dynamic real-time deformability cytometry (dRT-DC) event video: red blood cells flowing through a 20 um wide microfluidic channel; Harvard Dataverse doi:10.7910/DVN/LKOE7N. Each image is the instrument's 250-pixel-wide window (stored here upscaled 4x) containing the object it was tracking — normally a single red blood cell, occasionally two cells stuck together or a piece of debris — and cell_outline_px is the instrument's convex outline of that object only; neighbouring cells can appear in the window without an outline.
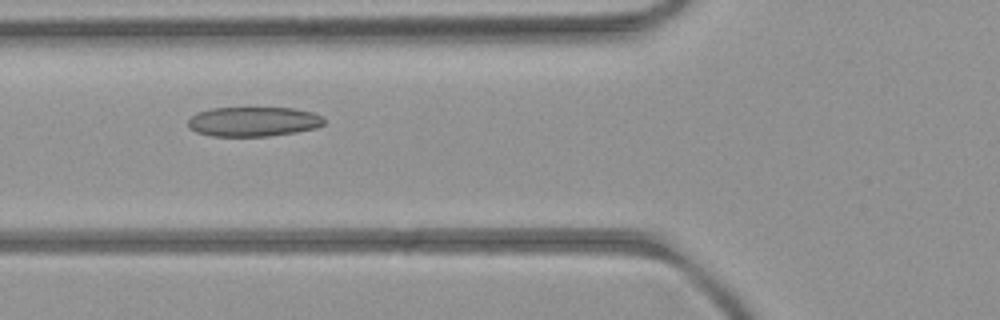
{"species": "common noctule bat (a hibernating species)", "species_latin": "Nyctalus noctula", "temperature_condition": "room temperature", "stored_images_in_passage": 3, "camera_frame_rate_fps": 3000, "um_per_image_px": 0.085, "animal": {"sex": "female", "body_mass_g": 21.9}, "frame": {"image": 1, "passage_image": 2, "time_ms": 1.0, "image_size_px": [1000, 320], "cell_outline_px": [[324, 124], [316, 128], [296, 132], [268, 136], [212, 136], [196, 132], [188, 128], [188, 120], [196, 112], [212, 108], [292, 108], [312, 112], [324, 116]], "centroid_in_image_um": [21.53, 10.34], "position_along_channel_um": 104.3, "area_um2": 23.58}}
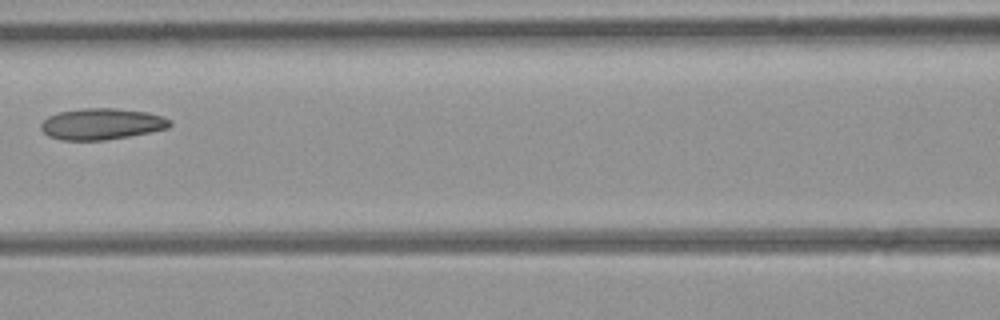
{"frame": {"image": 2, "passage_image": 3, "time_ms": 2.333, "image_size_px": [1000, 320], "cell_outline_px": [[172, 124], [168, 128], [152, 132], [104, 140], [60, 140], [48, 136], [40, 128], [40, 124], [48, 116], [60, 112], [80, 108], [116, 108], [148, 112], [164, 116], [172, 120]], "centroid_in_image_um": [8.67, 10.53], "position_along_channel_um": 157.9, "area_um2": 23.7}}